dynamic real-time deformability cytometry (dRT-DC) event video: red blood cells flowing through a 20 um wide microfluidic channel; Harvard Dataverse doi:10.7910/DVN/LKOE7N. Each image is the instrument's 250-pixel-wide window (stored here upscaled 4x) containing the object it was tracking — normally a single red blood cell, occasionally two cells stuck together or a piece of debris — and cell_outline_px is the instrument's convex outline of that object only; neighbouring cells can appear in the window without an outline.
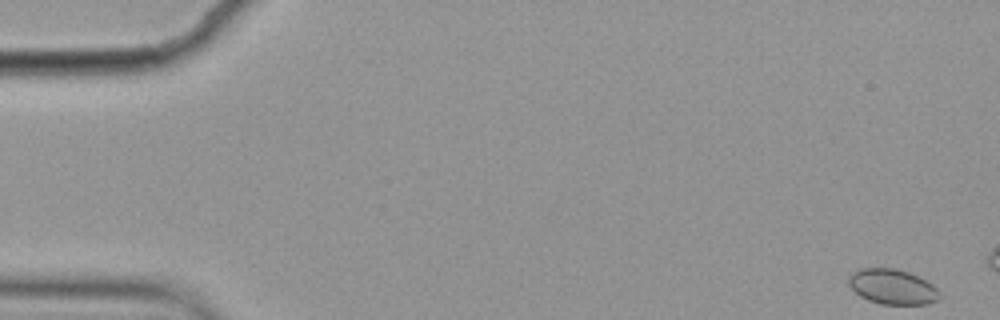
{"species": "common noctule bat (a hibernating species)", "species_latin": "Nyctalus noctula", "temperature_condition": "cold", "stored_images_in_passage": 4, "camera_frame_rate_fps": 3000, "um_per_image_px": 0.085, "animal": {"sex": "female", "body_mass_g": 19.9}, "frame": {"image": 1, "passage_image": 1, "time_ms": 0.0, "image_size_px": [1000, 320], "cell_outline_px": [[940, 296], [936, 300], [928, 304], [880, 304], [868, 300], [860, 296], [848, 284], [848, 276], [852, 272], [860, 268], [896, 268], [908, 272], [932, 284], [936, 288]], "centroid_in_image_um": [75.81, 24.37], "position_along_channel_um": 9.2, "area_um2": 18.5}}